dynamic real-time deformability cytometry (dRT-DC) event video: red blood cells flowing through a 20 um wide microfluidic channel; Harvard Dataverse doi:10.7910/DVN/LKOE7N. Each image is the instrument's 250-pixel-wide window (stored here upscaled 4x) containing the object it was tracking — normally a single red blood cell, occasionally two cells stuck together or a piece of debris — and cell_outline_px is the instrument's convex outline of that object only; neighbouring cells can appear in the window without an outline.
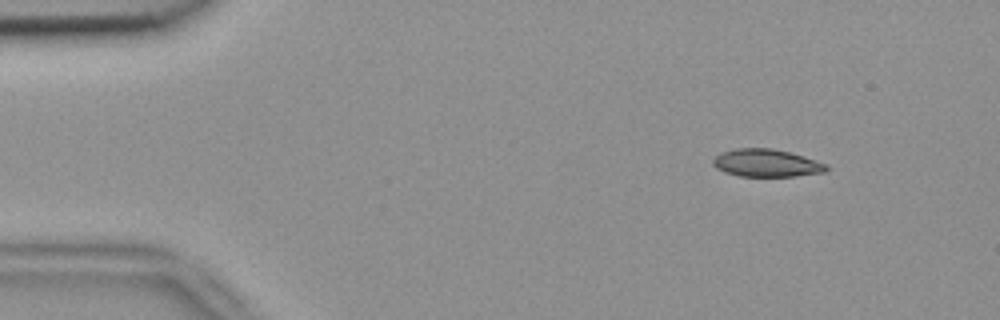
{"species": "common noctule bat (a hibernating species)", "species_latin": "Nyctalus noctula", "temperature_condition": "room temperature", "stored_images_in_passage": 5, "segment_of_instrument_passage": [2, 2], "camera_frame_rate_fps": 3000, "um_per_image_px": 0.085, "animal": {"sex": "female", "body_mass_g": 18.4}, "frame": {"image": 1, "passage_image": 5, "time_ms": 1.333, "image_size_px": [1000, 320], "cell_outline_px": [[828, 168], [824, 172], [796, 176], [740, 176], [724, 172], [716, 168], [712, 164], [712, 160], [720, 152], [736, 148], [772, 148], [804, 156], [828, 164]], "centroid_in_image_um": [65.13, 13.85], "position_along_channel_um": 19.9, "area_um2": 18.32}}